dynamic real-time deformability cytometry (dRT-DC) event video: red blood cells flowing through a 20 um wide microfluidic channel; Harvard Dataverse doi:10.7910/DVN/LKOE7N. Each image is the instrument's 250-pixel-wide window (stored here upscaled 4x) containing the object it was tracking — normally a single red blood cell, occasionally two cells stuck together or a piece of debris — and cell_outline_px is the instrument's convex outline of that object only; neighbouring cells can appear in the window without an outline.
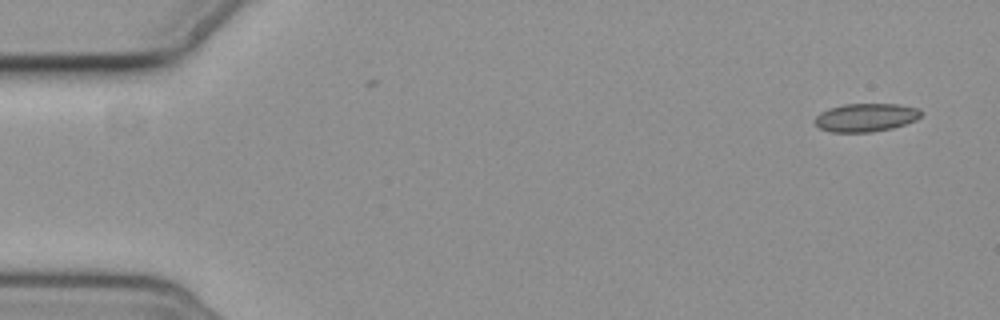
{"species": "common noctule bat (a hibernating species)", "species_latin": "Nyctalus noctula", "temperature_condition": "cold", "stored_images_in_passage": 2, "camera_frame_rate_fps": 3000, "um_per_image_px": 0.085, "animal": {"sex": "female", "body_mass_g": 19.3, "forearm_length_mm": 54.1}, "frame": {"image": 1, "passage_image": 2, "time_ms": 1.0, "image_size_px": [1000, 320], "cell_outline_px": [[920, 116], [916, 120], [892, 128], [872, 132], [832, 132], [820, 128], [812, 120], [820, 112], [828, 108], [844, 104], [900, 104], [920, 108]], "centroid_in_image_um": [73.57, 9.98], "position_along_channel_um": 11.4, "area_um2": 17.57}}